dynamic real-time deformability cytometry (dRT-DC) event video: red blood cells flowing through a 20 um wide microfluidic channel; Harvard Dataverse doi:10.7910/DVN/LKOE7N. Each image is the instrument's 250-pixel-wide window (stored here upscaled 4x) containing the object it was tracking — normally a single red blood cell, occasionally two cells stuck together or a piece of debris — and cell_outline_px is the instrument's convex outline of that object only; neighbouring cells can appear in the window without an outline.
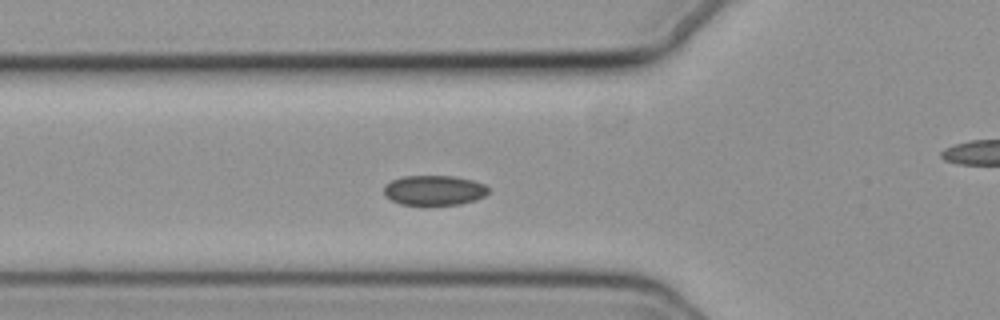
{"species": "common noctule bat (a hibernating species)", "species_latin": "Nyctalus noctula", "temperature_condition": "cold", "stored_images_in_passage": 39, "camera_frame_rate_fps": 3000, "um_per_image_px": 0.085, "animal": {"sex": "female", "body_mass_g": 19.3, "forearm_length_mm": 54.1}, "frame": {"image": 1, "passage_image": 2, "time_ms": 0.333, "image_size_px": [1000, 320], "cell_outline_px": [[488, 192], [484, 196], [476, 200], [460, 204], [428, 208], [400, 204], [384, 196], [384, 184], [392, 180], [404, 176], [452, 176], [472, 180], [484, 184], [488, 188]], "centroid_in_image_um": [36.86, 16.22], "position_along_channel_um": 88.9, "area_um2": 18.96}}
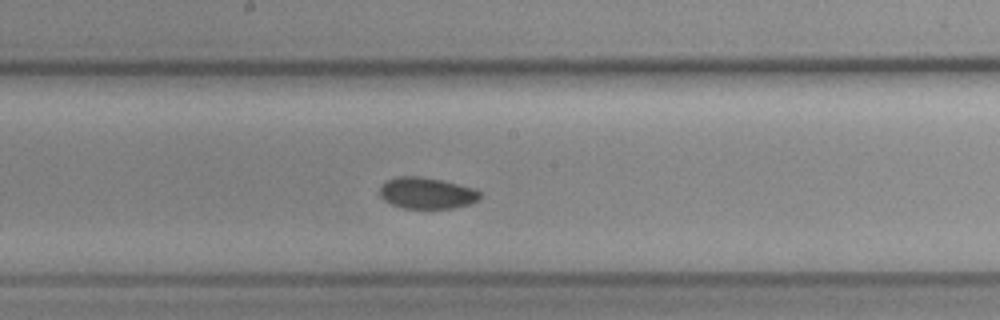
{"frame": {"image": 2, "passage_image": 12, "time_ms": 3.667, "image_size_px": [1000, 320], "cell_outline_px": [[484, 196], [472, 204], [452, 208], [404, 208], [392, 204], [384, 200], [380, 196], [380, 184], [388, 180], [400, 176], [416, 176], [440, 180], [476, 188]], "centroid_in_image_um": [36.32, 16.42], "position_along_channel_um": 211.9, "area_um2": 18.38}}
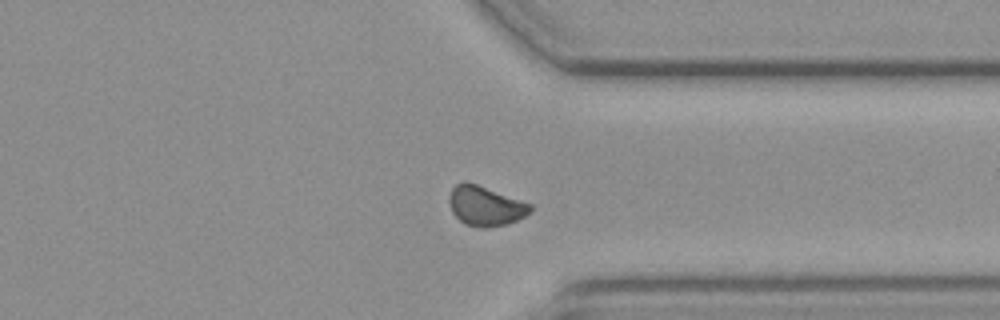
{"frame": {"image": 3, "passage_image": 25, "time_ms": 8.0, "image_size_px": [1000, 320], "cell_outline_px": [[532, 212], [508, 224], [488, 228], [480, 228], [464, 224], [452, 212], [448, 204], [448, 196], [452, 188], [456, 184], [464, 180], [476, 184], [532, 204]], "centroid_in_image_um": [41.23, 17.51], "position_along_channel_um": 370.2, "area_um2": 18.96}}